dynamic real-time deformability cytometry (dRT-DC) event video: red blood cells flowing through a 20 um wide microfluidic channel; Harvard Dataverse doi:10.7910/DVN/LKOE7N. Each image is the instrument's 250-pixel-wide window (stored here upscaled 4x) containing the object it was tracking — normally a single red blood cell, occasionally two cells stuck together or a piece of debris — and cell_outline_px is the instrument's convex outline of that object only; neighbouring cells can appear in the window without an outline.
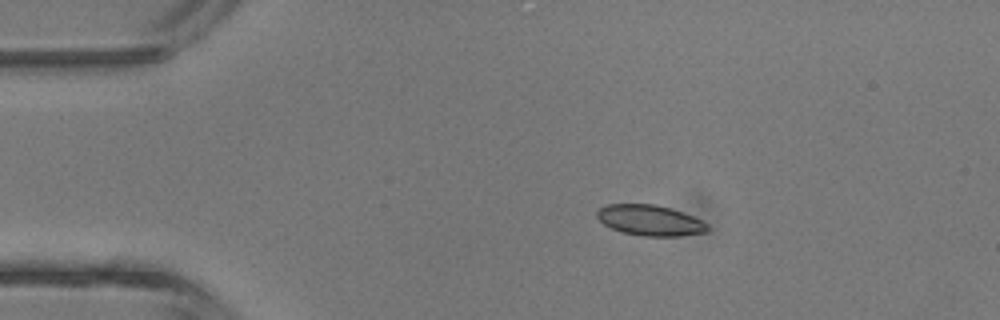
{"species": "common noctule bat (a hibernating species)", "species_latin": "Nyctalus noctula", "temperature_condition": "room temperature", "stored_images_in_passage": 3, "camera_frame_rate_fps": 3000, "um_per_image_px": 0.085, "animal": {"sex": "male", "body_mass_g": 13.3}, "frame": {"image": 1, "passage_image": 2, "time_ms": 1.333, "image_size_px": [1000, 320], "cell_outline_px": [[708, 232], [680, 236], [644, 236], [624, 232], [612, 228], [604, 224], [596, 216], [596, 212], [600, 208], [608, 204], [656, 204], [672, 208], [684, 212], [708, 224]], "centroid_in_image_um": [55.27, 18.72], "position_along_channel_um": 29.7, "area_um2": 19.71}}